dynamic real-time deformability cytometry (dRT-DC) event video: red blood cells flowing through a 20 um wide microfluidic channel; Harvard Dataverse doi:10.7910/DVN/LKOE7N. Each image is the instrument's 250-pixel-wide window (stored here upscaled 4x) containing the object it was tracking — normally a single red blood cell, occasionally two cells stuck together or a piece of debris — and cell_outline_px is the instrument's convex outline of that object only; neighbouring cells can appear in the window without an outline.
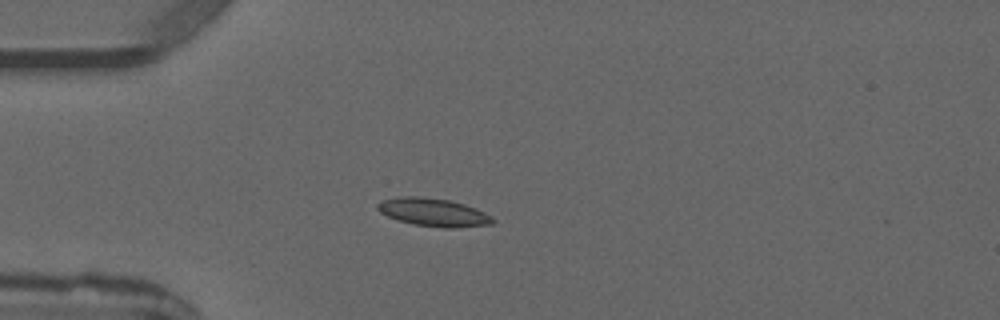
{"species": "common noctule bat (a hibernating species)", "species_latin": "Nyctalus noctula", "temperature_condition": "warm", "stored_images_in_passage": 3, "camera_frame_rate_fps": 3000, "um_per_image_px": 0.085, "animal": {"sex": "male", "forearm_length_mm": 52.5}, "frame": {"image": 1, "passage_image": 3, "time_ms": 3.0, "image_size_px": [1000, 320], "cell_outline_px": [[496, 220], [492, 224], [456, 228], [444, 228], [412, 224], [388, 216], [380, 212], [376, 208], [376, 204], [380, 200], [396, 196], [416, 196], [448, 200], [464, 204], [484, 212], [492, 216]], "centroid_in_image_um": [36.82, 18.04], "position_along_channel_um": 48.2, "area_um2": 18.9}}